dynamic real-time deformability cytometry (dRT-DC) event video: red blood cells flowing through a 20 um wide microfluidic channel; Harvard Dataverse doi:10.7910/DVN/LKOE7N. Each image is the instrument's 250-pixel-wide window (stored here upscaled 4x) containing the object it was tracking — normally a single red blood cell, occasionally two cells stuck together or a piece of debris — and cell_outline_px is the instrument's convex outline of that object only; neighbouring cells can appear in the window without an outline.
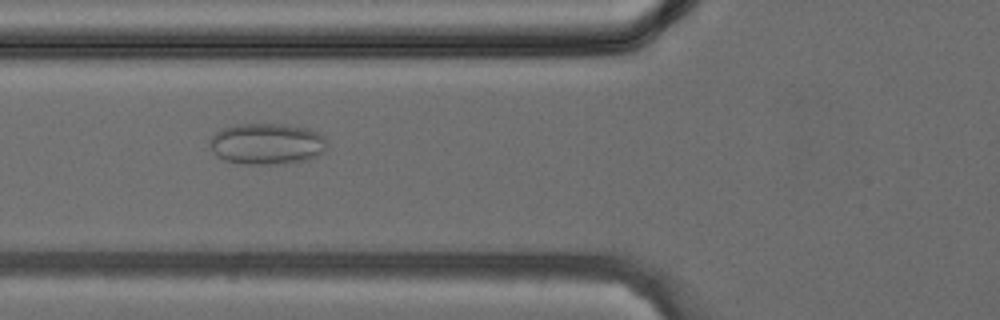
{"species": "common noctule bat (a hibernating species)", "species_latin": "Nyctalus noctula", "temperature_condition": "cold", "stored_images_in_passage": 22, "camera_frame_rate_fps": 3000, "um_per_image_px": 0.085, "animal": {"sex": "female", "body_mass_g": 24.6, "forearm_length_mm": 56.2}, "frame": {"image": 1, "passage_image": 7, "time_ms": 2.0, "image_size_px": [1000, 320], "cell_outline_px": [[328, 148], [324, 152], [308, 160], [284, 164], [244, 164], [224, 160], [216, 156], [212, 152], [208, 144], [208, 140], [220, 128], [236, 124], [284, 124], [308, 128], [324, 136], [328, 140]], "centroid_in_image_um": [22.68, 12.23], "position_along_channel_um": 103.1, "area_um2": 28.84}}